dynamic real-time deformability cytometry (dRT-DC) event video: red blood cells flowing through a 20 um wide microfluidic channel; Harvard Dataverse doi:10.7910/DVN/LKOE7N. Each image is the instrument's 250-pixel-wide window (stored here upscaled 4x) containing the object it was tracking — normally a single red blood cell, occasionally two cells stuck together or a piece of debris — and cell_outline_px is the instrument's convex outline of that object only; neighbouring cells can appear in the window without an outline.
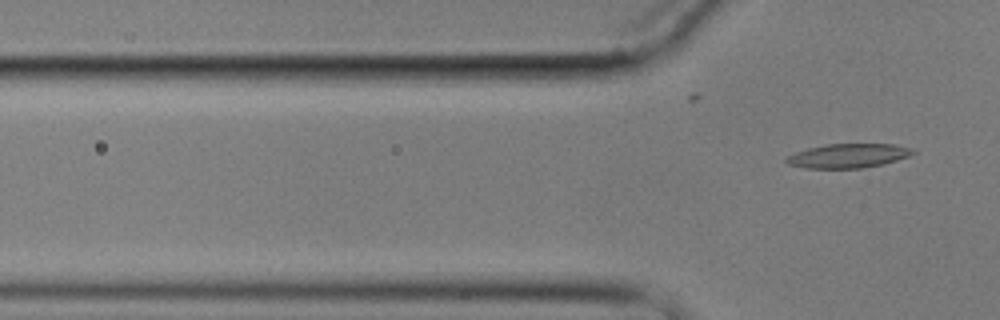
{"species": "common noctule bat (a hibernating species)", "species_latin": "Nyctalus noctula", "temperature_condition": "cold", "stored_images_in_passage": 6, "segment_of_instrument_passage": [2, 2], "camera_frame_rate_fps": 3000, "um_per_image_px": 0.085, "animal": {"sex": "male", "body_mass_g": 17.9}, "frame": {"image": 1, "passage_image": 6, "time_ms": 7.0, "image_size_px": [1000, 320], "cell_outline_px": [[916, 152], [908, 156], [884, 164], [860, 168], [808, 168], [788, 164], [784, 160], [788, 156], [796, 152], [808, 148], [824, 144], [892, 144], [912, 148]], "centroid_in_image_um": [72.09, 13.23], "position_along_channel_um": 53.7, "area_um2": 17.69}}